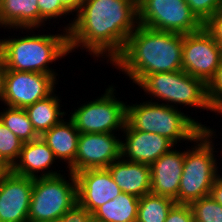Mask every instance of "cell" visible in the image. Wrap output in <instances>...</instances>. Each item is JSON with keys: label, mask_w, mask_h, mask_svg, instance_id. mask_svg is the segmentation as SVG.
Returning <instances> with one entry per match:
<instances>
[{"label": "cell", "mask_w": 222, "mask_h": 222, "mask_svg": "<svg viewBox=\"0 0 222 222\" xmlns=\"http://www.w3.org/2000/svg\"><path fill=\"white\" fill-rule=\"evenodd\" d=\"M140 198L121 192L99 206L90 216L103 222H136Z\"/></svg>", "instance_id": "7402d4cb"}, {"label": "cell", "mask_w": 222, "mask_h": 222, "mask_svg": "<svg viewBox=\"0 0 222 222\" xmlns=\"http://www.w3.org/2000/svg\"><path fill=\"white\" fill-rule=\"evenodd\" d=\"M138 87L150 95V98L153 96L158 101H165L168 106L174 107L176 104L178 108L177 104L188 105L212 111L207 84L184 70L149 74Z\"/></svg>", "instance_id": "52a82bcc"}, {"label": "cell", "mask_w": 222, "mask_h": 222, "mask_svg": "<svg viewBox=\"0 0 222 222\" xmlns=\"http://www.w3.org/2000/svg\"><path fill=\"white\" fill-rule=\"evenodd\" d=\"M39 12H40V27L45 26L46 21H50L53 18L57 17L62 18L67 14H71L61 3L59 0H38L37 1Z\"/></svg>", "instance_id": "f1b7e54d"}, {"label": "cell", "mask_w": 222, "mask_h": 222, "mask_svg": "<svg viewBox=\"0 0 222 222\" xmlns=\"http://www.w3.org/2000/svg\"><path fill=\"white\" fill-rule=\"evenodd\" d=\"M107 169L122 192L138 198L150 193V165L130 162L120 157Z\"/></svg>", "instance_id": "ac0fdd59"}, {"label": "cell", "mask_w": 222, "mask_h": 222, "mask_svg": "<svg viewBox=\"0 0 222 222\" xmlns=\"http://www.w3.org/2000/svg\"><path fill=\"white\" fill-rule=\"evenodd\" d=\"M191 12L204 25L222 9V0H186Z\"/></svg>", "instance_id": "4316f807"}, {"label": "cell", "mask_w": 222, "mask_h": 222, "mask_svg": "<svg viewBox=\"0 0 222 222\" xmlns=\"http://www.w3.org/2000/svg\"><path fill=\"white\" fill-rule=\"evenodd\" d=\"M86 222H103V221L92 218L91 216H86Z\"/></svg>", "instance_id": "e575fe53"}, {"label": "cell", "mask_w": 222, "mask_h": 222, "mask_svg": "<svg viewBox=\"0 0 222 222\" xmlns=\"http://www.w3.org/2000/svg\"><path fill=\"white\" fill-rule=\"evenodd\" d=\"M122 132L121 157L130 162L151 165L176 146L164 136L135 130L127 122Z\"/></svg>", "instance_id": "9a60e30c"}, {"label": "cell", "mask_w": 222, "mask_h": 222, "mask_svg": "<svg viewBox=\"0 0 222 222\" xmlns=\"http://www.w3.org/2000/svg\"><path fill=\"white\" fill-rule=\"evenodd\" d=\"M215 132L211 128L202 130L194 138L195 145L193 144L191 149L185 150L183 173L175 200L176 204H189L210 195L214 180L220 175L214 154L218 151H214L212 140L216 136Z\"/></svg>", "instance_id": "5b68a950"}, {"label": "cell", "mask_w": 222, "mask_h": 222, "mask_svg": "<svg viewBox=\"0 0 222 222\" xmlns=\"http://www.w3.org/2000/svg\"><path fill=\"white\" fill-rule=\"evenodd\" d=\"M68 173L69 180L62 174L33 179L29 222L50 221L77 211L76 176Z\"/></svg>", "instance_id": "8992f818"}, {"label": "cell", "mask_w": 222, "mask_h": 222, "mask_svg": "<svg viewBox=\"0 0 222 222\" xmlns=\"http://www.w3.org/2000/svg\"><path fill=\"white\" fill-rule=\"evenodd\" d=\"M56 76L37 72L1 70L0 101L4 106L25 108L51 95Z\"/></svg>", "instance_id": "30bf717a"}, {"label": "cell", "mask_w": 222, "mask_h": 222, "mask_svg": "<svg viewBox=\"0 0 222 222\" xmlns=\"http://www.w3.org/2000/svg\"><path fill=\"white\" fill-rule=\"evenodd\" d=\"M22 141L0 121V167L9 170L19 158Z\"/></svg>", "instance_id": "d4e9b609"}, {"label": "cell", "mask_w": 222, "mask_h": 222, "mask_svg": "<svg viewBox=\"0 0 222 222\" xmlns=\"http://www.w3.org/2000/svg\"><path fill=\"white\" fill-rule=\"evenodd\" d=\"M63 119L59 124L44 132L40 137L53 151L55 157L64 160L68 164L67 168L74 174V161L76 158L79 131L74 122ZM68 121V122H67Z\"/></svg>", "instance_id": "d6986e66"}, {"label": "cell", "mask_w": 222, "mask_h": 222, "mask_svg": "<svg viewBox=\"0 0 222 222\" xmlns=\"http://www.w3.org/2000/svg\"><path fill=\"white\" fill-rule=\"evenodd\" d=\"M44 222H86V216L82 212H79L77 210L75 213L70 214L66 217L53 219L50 221H44Z\"/></svg>", "instance_id": "d6a6232c"}, {"label": "cell", "mask_w": 222, "mask_h": 222, "mask_svg": "<svg viewBox=\"0 0 222 222\" xmlns=\"http://www.w3.org/2000/svg\"><path fill=\"white\" fill-rule=\"evenodd\" d=\"M221 175H219L214 180V183L210 192V196L220 205H222V176Z\"/></svg>", "instance_id": "1f68e13d"}, {"label": "cell", "mask_w": 222, "mask_h": 222, "mask_svg": "<svg viewBox=\"0 0 222 222\" xmlns=\"http://www.w3.org/2000/svg\"><path fill=\"white\" fill-rule=\"evenodd\" d=\"M183 36L138 25L112 64L136 85L149 74L182 70Z\"/></svg>", "instance_id": "7a4b0ae2"}, {"label": "cell", "mask_w": 222, "mask_h": 222, "mask_svg": "<svg viewBox=\"0 0 222 222\" xmlns=\"http://www.w3.org/2000/svg\"><path fill=\"white\" fill-rule=\"evenodd\" d=\"M77 210L90 216L99 206L116 198L122 191L107 168L87 169L75 173Z\"/></svg>", "instance_id": "7c38bea8"}, {"label": "cell", "mask_w": 222, "mask_h": 222, "mask_svg": "<svg viewBox=\"0 0 222 222\" xmlns=\"http://www.w3.org/2000/svg\"><path fill=\"white\" fill-rule=\"evenodd\" d=\"M165 222H195L188 204H175L169 211Z\"/></svg>", "instance_id": "f546056e"}, {"label": "cell", "mask_w": 222, "mask_h": 222, "mask_svg": "<svg viewBox=\"0 0 222 222\" xmlns=\"http://www.w3.org/2000/svg\"><path fill=\"white\" fill-rule=\"evenodd\" d=\"M222 60V46L202 27L183 36L182 70L208 84Z\"/></svg>", "instance_id": "8fae6325"}, {"label": "cell", "mask_w": 222, "mask_h": 222, "mask_svg": "<svg viewBox=\"0 0 222 222\" xmlns=\"http://www.w3.org/2000/svg\"><path fill=\"white\" fill-rule=\"evenodd\" d=\"M185 150L174 148L163 154L150 165L151 190L150 193L177 199L180 179L183 173Z\"/></svg>", "instance_id": "2e32d148"}, {"label": "cell", "mask_w": 222, "mask_h": 222, "mask_svg": "<svg viewBox=\"0 0 222 222\" xmlns=\"http://www.w3.org/2000/svg\"><path fill=\"white\" fill-rule=\"evenodd\" d=\"M175 204L176 202L169 197L145 194L139 200L136 222H165Z\"/></svg>", "instance_id": "603a6c76"}, {"label": "cell", "mask_w": 222, "mask_h": 222, "mask_svg": "<svg viewBox=\"0 0 222 222\" xmlns=\"http://www.w3.org/2000/svg\"><path fill=\"white\" fill-rule=\"evenodd\" d=\"M0 121L14 134L22 143H27L39 138L24 108L9 107L0 112Z\"/></svg>", "instance_id": "cb8c5ba5"}, {"label": "cell", "mask_w": 222, "mask_h": 222, "mask_svg": "<svg viewBox=\"0 0 222 222\" xmlns=\"http://www.w3.org/2000/svg\"><path fill=\"white\" fill-rule=\"evenodd\" d=\"M33 179L13 173H0V222H29Z\"/></svg>", "instance_id": "5bb4252c"}, {"label": "cell", "mask_w": 222, "mask_h": 222, "mask_svg": "<svg viewBox=\"0 0 222 222\" xmlns=\"http://www.w3.org/2000/svg\"><path fill=\"white\" fill-rule=\"evenodd\" d=\"M203 27L214 37V39L222 44V9L215 13Z\"/></svg>", "instance_id": "4dcf8cb0"}, {"label": "cell", "mask_w": 222, "mask_h": 222, "mask_svg": "<svg viewBox=\"0 0 222 222\" xmlns=\"http://www.w3.org/2000/svg\"><path fill=\"white\" fill-rule=\"evenodd\" d=\"M55 160L57 158L53 151L39 137L30 142L23 143L19 158L10 170L17 175L32 179L55 176L61 174L60 170L53 171L50 169L53 166L52 164L56 162ZM38 172H40L39 176Z\"/></svg>", "instance_id": "e0dca14e"}, {"label": "cell", "mask_w": 222, "mask_h": 222, "mask_svg": "<svg viewBox=\"0 0 222 222\" xmlns=\"http://www.w3.org/2000/svg\"><path fill=\"white\" fill-rule=\"evenodd\" d=\"M115 133H82L78 139L74 174L87 169L107 168L121 157V141Z\"/></svg>", "instance_id": "4fadbf2b"}, {"label": "cell", "mask_w": 222, "mask_h": 222, "mask_svg": "<svg viewBox=\"0 0 222 222\" xmlns=\"http://www.w3.org/2000/svg\"><path fill=\"white\" fill-rule=\"evenodd\" d=\"M67 25L70 53L80 47L111 64L139 25L137 0H84Z\"/></svg>", "instance_id": "6da1fadb"}, {"label": "cell", "mask_w": 222, "mask_h": 222, "mask_svg": "<svg viewBox=\"0 0 222 222\" xmlns=\"http://www.w3.org/2000/svg\"><path fill=\"white\" fill-rule=\"evenodd\" d=\"M37 1L0 0V28H14V30L20 28L19 31L40 28V12Z\"/></svg>", "instance_id": "ffe728a7"}, {"label": "cell", "mask_w": 222, "mask_h": 222, "mask_svg": "<svg viewBox=\"0 0 222 222\" xmlns=\"http://www.w3.org/2000/svg\"><path fill=\"white\" fill-rule=\"evenodd\" d=\"M137 8L138 24L143 27L183 35L203 27L186 0H137Z\"/></svg>", "instance_id": "9c48e42d"}, {"label": "cell", "mask_w": 222, "mask_h": 222, "mask_svg": "<svg viewBox=\"0 0 222 222\" xmlns=\"http://www.w3.org/2000/svg\"><path fill=\"white\" fill-rule=\"evenodd\" d=\"M116 89L111 85L105 93L75 109L69 117L76 129L82 133H116L124 130L127 118V102L120 101L114 95Z\"/></svg>", "instance_id": "ba28073f"}, {"label": "cell", "mask_w": 222, "mask_h": 222, "mask_svg": "<svg viewBox=\"0 0 222 222\" xmlns=\"http://www.w3.org/2000/svg\"><path fill=\"white\" fill-rule=\"evenodd\" d=\"M1 70H2V63H1V59H0V88H1Z\"/></svg>", "instance_id": "d590c367"}, {"label": "cell", "mask_w": 222, "mask_h": 222, "mask_svg": "<svg viewBox=\"0 0 222 222\" xmlns=\"http://www.w3.org/2000/svg\"><path fill=\"white\" fill-rule=\"evenodd\" d=\"M53 92L48 97L35 102L24 108L34 130L41 136L44 132L51 129L54 125L59 124L67 114L61 112L60 97Z\"/></svg>", "instance_id": "44dd1931"}, {"label": "cell", "mask_w": 222, "mask_h": 222, "mask_svg": "<svg viewBox=\"0 0 222 222\" xmlns=\"http://www.w3.org/2000/svg\"><path fill=\"white\" fill-rule=\"evenodd\" d=\"M70 53L68 31L0 39L2 70L58 75L49 64ZM51 68V69H50Z\"/></svg>", "instance_id": "3957f363"}, {"label": "cell", "mask_w": 222, "mask_h": 222, "mask_svg": "<svg viewBox=\"0 0 222 222\" xmlns=\"http://www.w3.org/2000/svg\"><path fill=\"white\" fill-rule=\"evenodd\" d=\"M212 112L222 115V60L216 69L214 77L207 84Z\"/></svg>", "instance_id": "83f0119b"}, {"label": "cell", "mask_w": 222, "mask_h": 222, "mask_svg": "<svg viewBox=\"0 0 222 222\" xmlns=\"http://www.w3.org/2000/svg\"><path fill=\"white\" fill-rule=\"evenodd\" d=\"M195 222H222V205L210 195L188 204Z\"/></svg>", "instance_id": "484cf974"}, {"label": "cell", "mask_w": 222, "mask_h": 222, "mask_svg": "<svg viewBox=\"0 0 222 222\" xmlns=\"http://www.w3.org/2000/svg\"><path fill=\"white\" fill-rule=\"evenodd\" d=\"M60 3L73 15L77 14L84 0H59Z\"/></svg>", "instance_id": "836d02e7"}, {"label": "cell", "mask_w": 222, "mask_h": 222, "mask_svg": "<svg viewBox=\"0 0 222 222\" xmlns=\"http://www.w3.org/2000/svg\"><path fill=\"white\" fill-rule=\"evenodd\" d=\"M152 100L127 105L126 122L133 129L159 134L175 145L182 140L192 143L202 130H209L180 109Z\"/></svg>", "instance_id": "277c9868"}]
</instances>
